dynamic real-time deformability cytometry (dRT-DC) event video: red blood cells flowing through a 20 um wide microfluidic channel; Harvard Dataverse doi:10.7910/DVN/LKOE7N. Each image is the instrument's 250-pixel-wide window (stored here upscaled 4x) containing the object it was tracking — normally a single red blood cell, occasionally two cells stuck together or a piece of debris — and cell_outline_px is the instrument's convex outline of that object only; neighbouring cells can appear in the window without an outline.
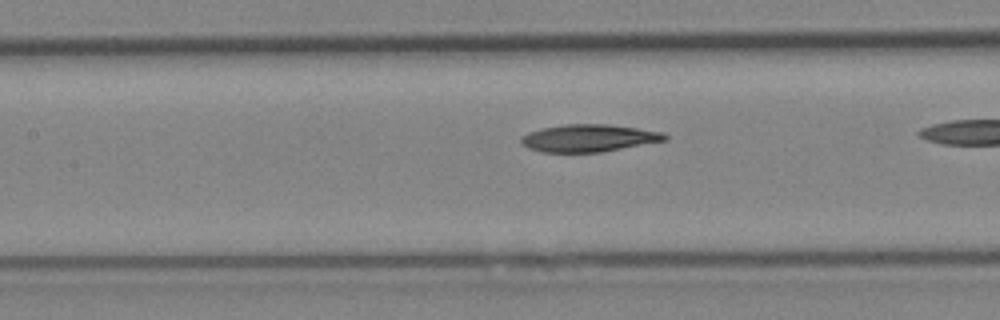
{"species": "Egyptian fruit bat (a non-hibernating species)", "species_latin": "Rousettus aegyptiacus", "temperature_condition": "cold", "stored_images_in_passage": 33, "camera_frame_rate_fps": 3000, "um_per_image_px": 0.085, "animal": {"sex": "female"}, "frame": {"image": 1, "passage_image": 19, "time_ms": 6.0, "image_size_px": [1000, 320], "cell_outline_px": [[668, 140], [600, 152], [540, 152], [528, 148], [520, 144], [520, 136], [528, 132], [540, 128], [564, 124], [608, 124], [664, 132], [668, 136]], "centroid_in_image_um": [50.0, 11.73], "position_along_channel_um": 157.4, "area_um2": 23.12}}